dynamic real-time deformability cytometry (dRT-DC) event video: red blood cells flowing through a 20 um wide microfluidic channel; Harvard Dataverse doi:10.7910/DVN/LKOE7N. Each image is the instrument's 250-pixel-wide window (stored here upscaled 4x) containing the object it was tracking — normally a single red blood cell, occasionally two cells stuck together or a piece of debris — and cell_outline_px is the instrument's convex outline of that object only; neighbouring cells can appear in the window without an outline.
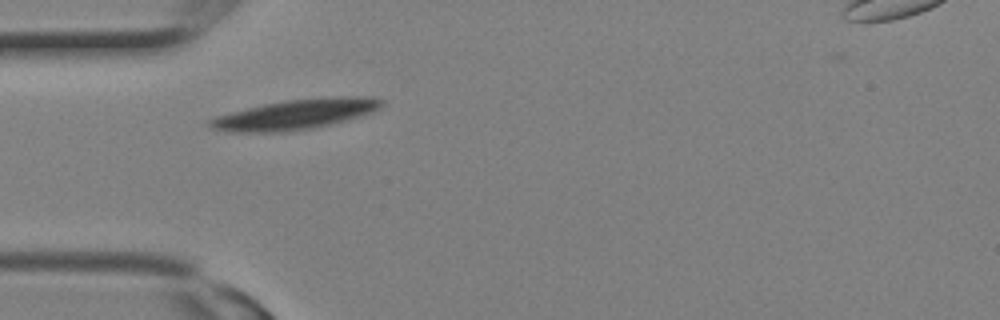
{"species": "Egyptian fruit bat (a non-hibernating species)", "species_latin": "Rousettus aegyptiacus", "temperature_condition": "room temperature", "stored_images_in_passage": 4, "camera_frame_rate_fps": 3000, "um_per_image_px": 0.085, "animal": {"sex": "female"}, "frame": {"image": 1, "passage_image": 4, "time_ms": 1.0, "image_size_px": [1000, 320], "cell_outline_px": [[384, 104], [380, 108], [372, 112], [348, 120], [316, 128], [284, 132], [228, 132], [212, 128], [204, 124], [208, 120], [216, 116], [264, 104], [288, 100], [344, 96], [372, 96], [384, 100]], "centroid_in_image_um": [25.15, 9.73], "position_along_channel_um": 59.9, "area_um2": 30.23}}